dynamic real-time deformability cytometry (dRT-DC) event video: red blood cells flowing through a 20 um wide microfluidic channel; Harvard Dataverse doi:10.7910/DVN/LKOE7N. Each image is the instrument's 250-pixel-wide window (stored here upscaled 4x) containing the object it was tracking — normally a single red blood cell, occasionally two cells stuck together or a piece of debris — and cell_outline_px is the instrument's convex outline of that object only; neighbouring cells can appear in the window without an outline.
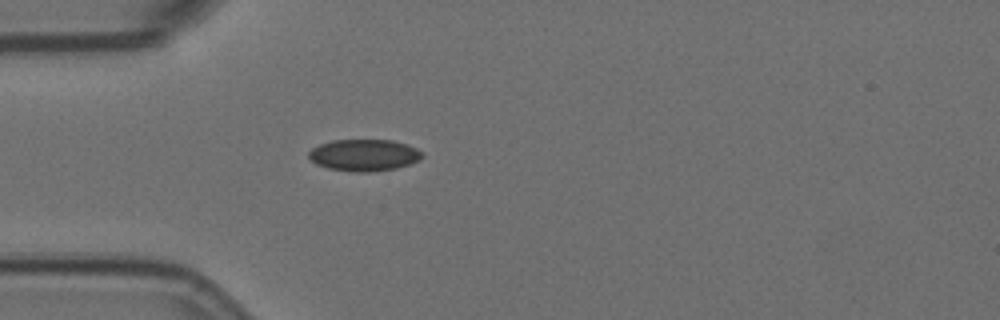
{"species": "Egyptian fruit bat (a non-hibernating species)", "species_latin": "Rousettus aegyptiacus", "temperature_condition": "room temperature", "stored_images_in_passage": 42, "camera_frame_rate_fps": 3000, "um_per_image_px": 0.085, "animal": {"sex": "female"}, "frame": {"image": 1, "passage_image": 1, "time_ms": 0.0, "image_size_px": [1000, 320], "cell_outline_px": [[424, 156], [420, 160], [396, 168], [368, 172], [356, 172], [328, 168], [316, 164], [308, 156], [308, 152], [312, 148], [320, 144], [332, 140], [392, 140], [408, 144], [424, 152]], "centroid_in_image_um": [30.97, 13.18], "position_along_channel_um": 54.0, "area_um2": 21.04}}
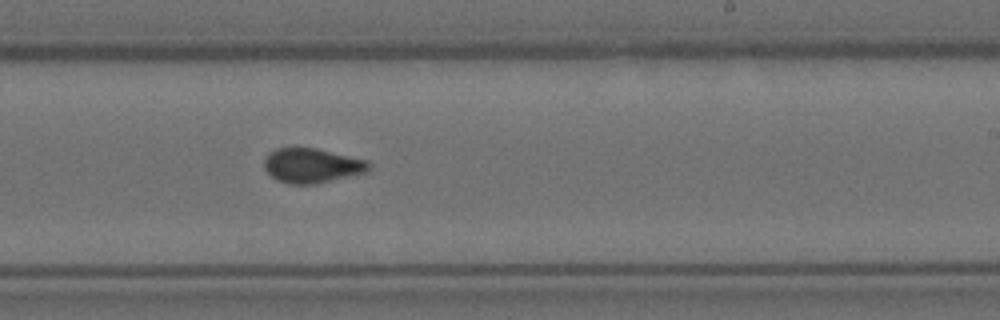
{"frame": {"image": 2, "passage_image": 19, "time_ms": 6.0, "image_size_px": [1000, 320], "cell_outline_px": [[372, 168], [368, 172], [316, 184], [288, 184], [276, 180], [264, 168], [264, 160], [268, 152], [276, 148], [316, 148], [368, 160], [372, 164]], "centroid_in_image_um": [26.54, 14.08], "position_along_channel_um": 262.5, "area_um2": 21.39}}
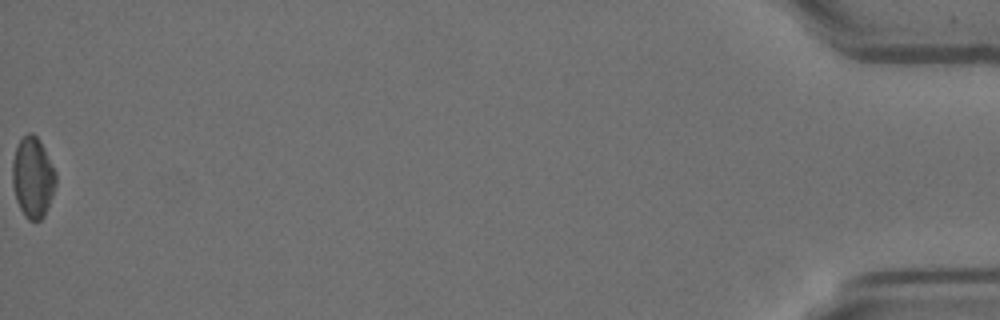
{"frame": {"image": 3, "passage_image": 42, "time_ms": 13.667, "image_size_px": [1000, 320], "cell_outline_px": [[56, 184], [52, 196], [44, 216], [40, 220], [28, 220], [24, 216], [16, 200], [12, 184], [12, 160], [16, 148], [20, 140], [28, 132], [32, 132], [40, 140], [56, 172]], "centroid_in_image_um": [2.78, 15.08], "position_along_channel_um": 432.4, "area_um2": 20.46}, "authors_computed_cell_mechanics": {"area_um2": 20.8658, "velocity_mm_per_s": 3.5698, "shape_relaxation_time_tau1_ms": null, "shape_relaxation_time_tau2_ms": 1.0865, "deformation_change_tau1": null, "deformation_change_tau2": 0.0682}}